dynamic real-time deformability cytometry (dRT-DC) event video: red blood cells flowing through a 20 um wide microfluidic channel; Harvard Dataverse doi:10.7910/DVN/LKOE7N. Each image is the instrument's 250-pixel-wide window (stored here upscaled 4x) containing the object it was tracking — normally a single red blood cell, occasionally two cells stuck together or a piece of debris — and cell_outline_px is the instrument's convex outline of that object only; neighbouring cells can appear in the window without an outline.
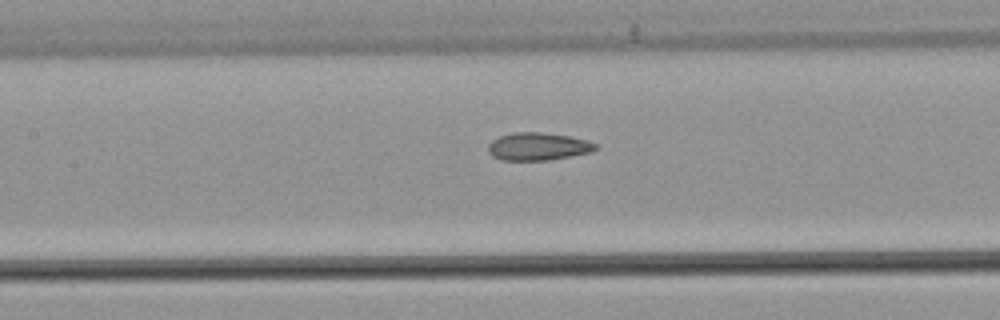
{"species": "common noctule bat (a hibernating species)", "species_latin": "Nyctalus noctula", "temperature_condition": "warm", "stored_images_in_passage": 28, "camera_frame_rate_fps": 3000, "um_per_image_px": 0.085, "animal": {"sex": "male", "body_mass_g": 21.5, "forearm_length_mm": 52.0}, "frame": {"image": 1, "passage_image": 12, "time_ms": 3.667, "image_size_px": [1000, 320], "cell_outline_px": [[600, 148], [592, 152], [548, 160], [500, 160], [492, 156], [488, 152], [488, 144], [492, 140], [500, 136], [512, 132], [544, 132], [568, 136], [588, 140], [596, 144]], "centroid_in_image_um": [45.74, 12.45], "position_along_channel_um": 161.7, "area_um2": 17.51}}
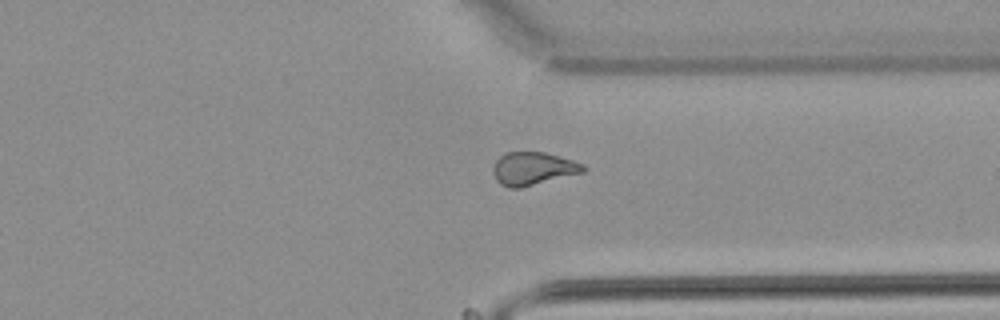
{"frame": {"image": 2, "passage_image": 28, "time_ms": 9.0, "image_size_px": [1000, 320], "cell_outline_px": [[588, 168], [584, 172], [520, 188], [508, 188], [500, 184], [496, 180], [492, 172], [496, 160], [500, 156], [508, 152], [544, 152], [572, 160], [584, 164]], "centroid_in_image_um": [45.31, 14.34], "position_along_channel_um": 366.1, "area_um2": 17.34}}